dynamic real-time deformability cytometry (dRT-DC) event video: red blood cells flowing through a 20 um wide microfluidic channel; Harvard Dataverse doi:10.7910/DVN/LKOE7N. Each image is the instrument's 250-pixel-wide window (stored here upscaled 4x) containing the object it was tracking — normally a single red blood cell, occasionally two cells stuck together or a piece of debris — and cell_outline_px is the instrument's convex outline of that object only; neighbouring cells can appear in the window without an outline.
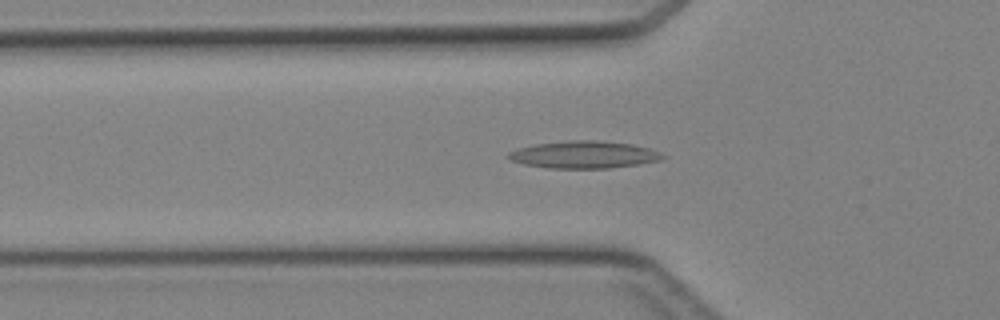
{"species": "Egyptian fruit bat (a non-hibernating species)", "species_latin": "Rousettus aegyptiacus", "temperature_condition": "cold", "stored_images_in_passage": 44, "camera_frame_rate_fps": 3000, "um_per_image_px": 0.085, "animal": {"sex": "female"}, "frame": {"image": 1, "passage_image": 14, "time_ms": 4.333, "image_size_px": [1000, 320], "cell_outline_px": [[664, 156], [660, 160], [636, 164], [608, 168], [548, 168], [524, 164], [512, 160], [508, 156], [508, 152], [532, 144], [568, 140], [600, 140], [632, 144], [648, 148]], "centroid_in_image_um": [49.58, 13.13], "position_along_channel_um": 76.2, "area_um2": 24.22}}
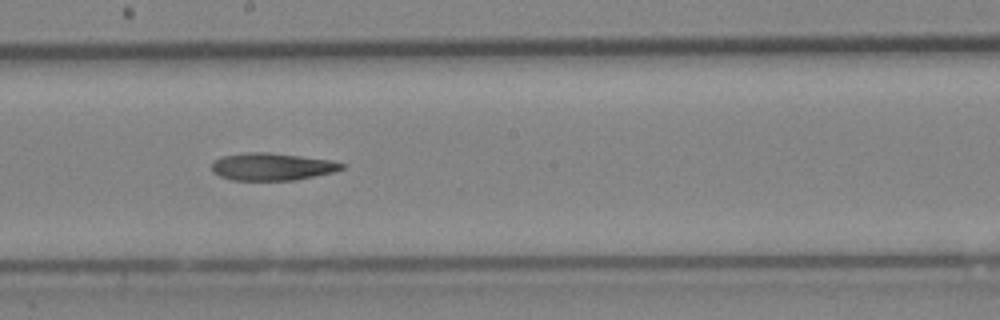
{"frame": {"image": 2, "passage_image": 24, "time_ms": 7.667, "image_size_px": [1000, 320], "cell_outline_px": [[344, 168], [332, 172], [292, 180], [232, 180], [220, 176], [212, 172], [212, 160], [220, 156], [248, 152], [268, 152], [300, 156], [328, 160], [344, 164]], "centroid_in_image_um": [23.03, 14.16], "position_along_channel_um": 225.2, "area_um2": 20.58}}
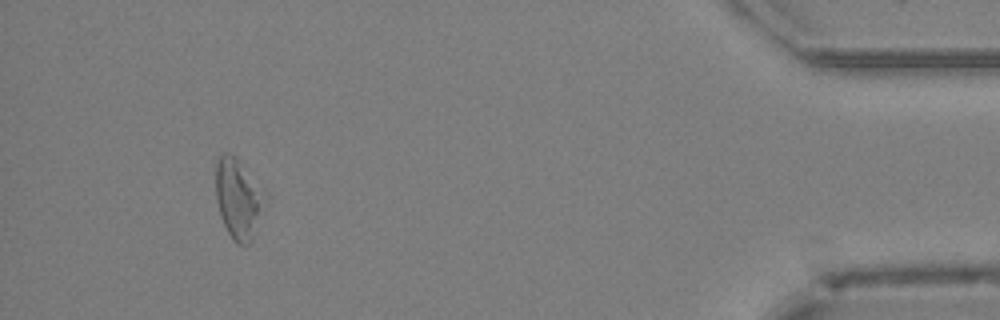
{"frame": {"image": 3, "passage_image": 41, "time_ms": 13.333, "image_size_px": [1000, 320], "cell_outline_px": [[256, 212], [252, 240], [248, 244], [236, 244], [232, 240], [220, 216], [216, 200], [216, 160], [224, 152], [232, 152], [252, 192], [256, 204]], "centroid_in_image_um": [19.96, 16.97], "position_along_channel_um": 415.2, "area_um2": 19.07}}